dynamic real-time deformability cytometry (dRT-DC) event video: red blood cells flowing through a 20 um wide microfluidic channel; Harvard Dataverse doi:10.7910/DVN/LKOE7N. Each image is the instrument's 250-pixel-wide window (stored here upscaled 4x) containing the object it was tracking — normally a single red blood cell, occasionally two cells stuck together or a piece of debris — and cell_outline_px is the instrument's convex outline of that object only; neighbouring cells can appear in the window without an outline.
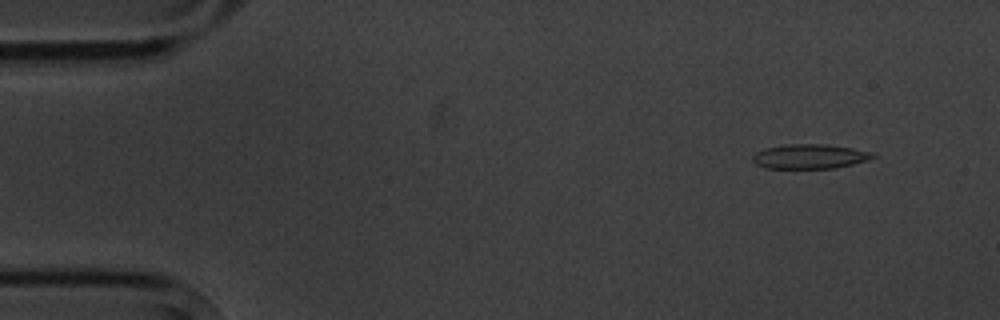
{"species": "common noctule bat (a hibernating species)", "species_latin": "Nyctalus noctula", "temperature_condition": "cold", "stored_images_in_passage": 5, "camera_frame_rate_fps": 3000, "um_per_image_px": 0.085, "animal": {"sex": "male", "body_mass_g": 20.1, "forearm_length_mm": 53.5}, "frame": {"image": 1, "passage_image": 2, "time_ms": 1.0, "image_size_px": [1000, 320], "cell_outline_px": [[876, 156], [868, 160], [836, 168], [764, 168], [756, 164], [752, 160], [752, 156], [756, 152], [764, 148], [784, 144], [824, 144], [852, 148], [872, 152]], "centroid_in_image_um": [68.8, 13.29], "position_along_channel_um": 16.2, "area_um2": 17.22}}
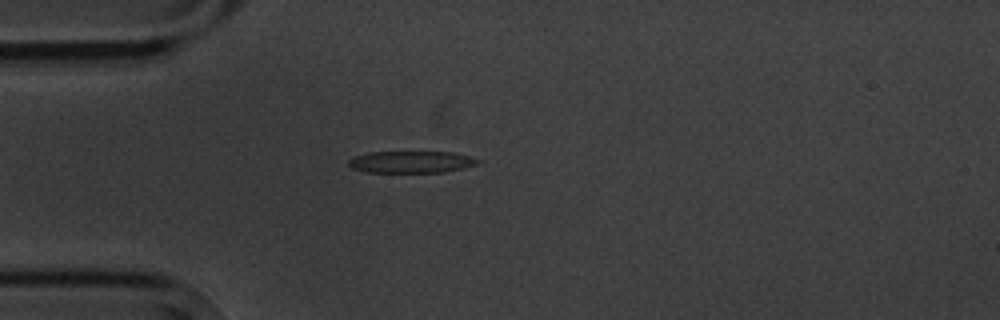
{"frame": {"image": 2, "passage_image": 4, "time_ms": 4.333, "image_size_px": [1000, 320], "cell_outline_px": [[480, 160], [476, 164], [464, 168], [444, 172], [364, 172], [352, 168], [348, 164], [348, 160], [356, 156], [368, 152], [452, 152], [468, 156]], "centroid_in_image_um": [34.92, 13.77], "position_along_channel_um": 50.1, "area_um2": 16.36}}